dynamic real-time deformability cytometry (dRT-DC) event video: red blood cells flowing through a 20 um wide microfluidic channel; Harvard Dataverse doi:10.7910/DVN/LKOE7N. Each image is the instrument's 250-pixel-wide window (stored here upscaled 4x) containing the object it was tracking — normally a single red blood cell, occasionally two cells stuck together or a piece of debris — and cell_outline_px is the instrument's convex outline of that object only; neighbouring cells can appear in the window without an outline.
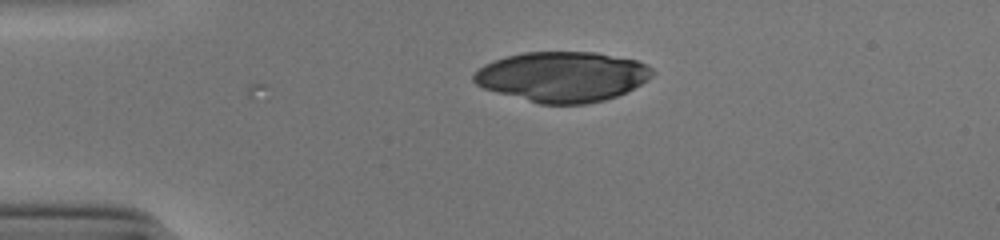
{"species": "human", "species_latin": "Homo sapiens", "temperature_condition": "cold", "stored_images_in_passage": 34, "camera_frame_rate_fps": 3000, "um_per_image_px": 0.085, "donor": {"sex": "male"}, "frame": {"image": 1, "passage_image": 1, "time_ms": 0.0, "image_size_px": [1000, 240], "cell_outline_px": [[656, 72], [648, 80], [616, 96], [604, 100], [584, 104], [540, 104], [496, 92], [484, 88], [476, 84], [472, 80], [472, 76], [484, 64], [492, 60], [524, 52], [596, 52], [636, 60], [648, 64]], "centroid_in_image_um": [47.81, 6.51], "position_along_channel_um": 37.2, "area_um2": 52.19}}